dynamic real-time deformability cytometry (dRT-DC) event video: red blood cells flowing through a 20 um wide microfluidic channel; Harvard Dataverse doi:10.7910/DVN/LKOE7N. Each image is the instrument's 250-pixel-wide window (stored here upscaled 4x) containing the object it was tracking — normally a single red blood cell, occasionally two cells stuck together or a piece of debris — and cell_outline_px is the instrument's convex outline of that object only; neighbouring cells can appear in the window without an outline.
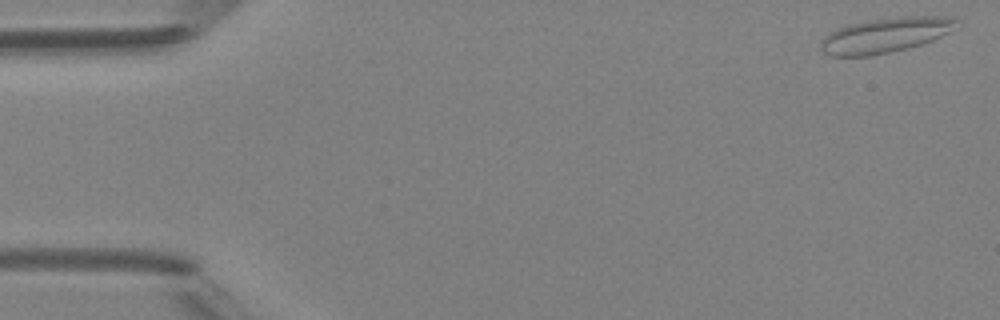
{"species": "Egyptian fruit bat (a non-hibernating species)", "species_latin": "Rousettus aegyptiacus", "temperature_condition": "room temperature", "stored_images_in_passage": 4, "camera_frame_rate_fps": 3000, "um_per_image_px": 0.085, "animal": {"sex": "female"}, "frame": {"image": 1, "passage_image": 1, "time_ms": 0.0, "image_size_px": [1000, 320], "cell_outline_px": [[960, 20], [948, 32], [932, 40], [908, 48], [868, 56], [832, 56], [824, 52], [820, 48], [820, 44], [824, 36], [828, 32], [836, 28], [848, 24], [868, 20], [900, 16], [948, 16]], "centroid_in_image_um": [75.21, 2.97], "position_along_channel_um": 9.8, "area_um2": 27.63}}
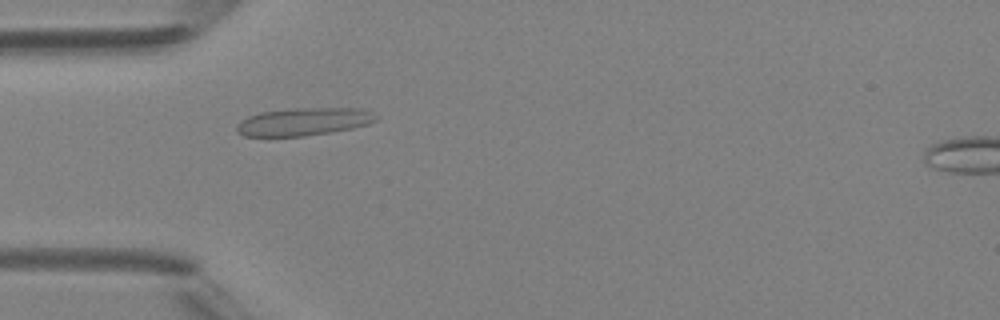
{"frame": {"image": 2, "passage_image": 4, "time_ms": 4.333, "image_size_px": [1000, 320], "cell_outline_px": [[376, 120], [368, 124], [352, 128], [304, 136], [244, 136], [236, 132], [236, 124], [240, 120], [248, 116], [260, 112], [296, 108], [360, 108], [372, 112], [376, 116]], "centroid_in_image_um": [25.77, 10.34], "position_along_channel_um": 59.2, "area_um2": 22.48}}